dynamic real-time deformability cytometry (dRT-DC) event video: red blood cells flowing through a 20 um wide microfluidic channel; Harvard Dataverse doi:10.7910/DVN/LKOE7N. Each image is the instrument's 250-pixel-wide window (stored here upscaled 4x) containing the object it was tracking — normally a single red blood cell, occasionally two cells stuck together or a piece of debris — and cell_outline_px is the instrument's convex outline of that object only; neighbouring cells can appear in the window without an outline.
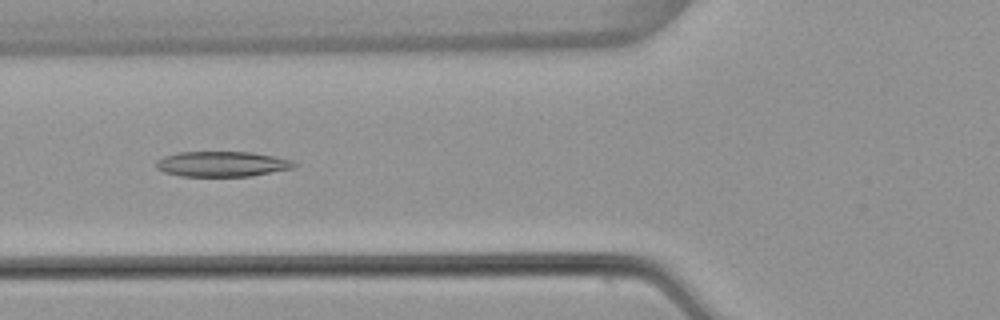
{"species": "common noctule bat (a hibernating species)", "species_latin": "Nyctalus noctula", "temperature_condition": "warm", "stored_images_in_passage": 34, "camera_frame_rate_fps": 3000, "um_per_image_px": 0.085, "animal": {"sex": "female", "body_mass_g": 22.7, "forearm_length_mm": 54.2}, "frame": {"image": 1, "passage_image": 13, "time_ms": 4.0, "image_size_px": [1000, 320], "cell_outline_px": [[296, 164], [292, 168], [252, 176], [180, 176], [164, 172], [156, 168], [156, 160], [164, 156], [180, 152], [252, 152], [276, 156], [292, 160]], "centroid_in_image_um": [18.86, 13.94], "position_along_channel_um": 106.9, "area_um2": 20.35}}
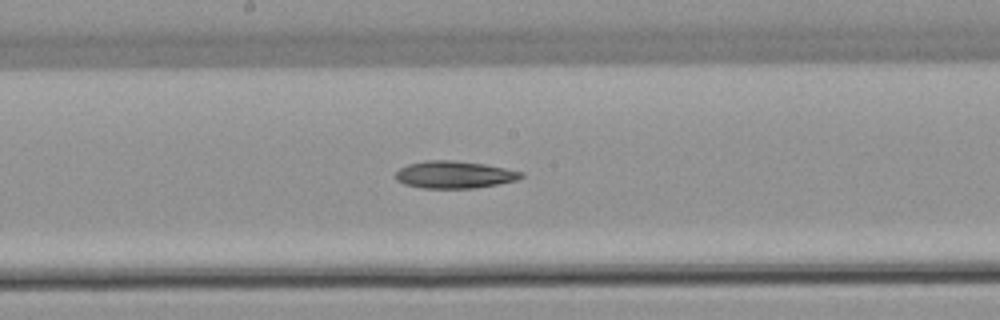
{"frame": {"image": 2, "passage_image": 21, "time_ms": 6.667, "image_size_px": [1000, 320], "cell_outline_px": [[524, 176], [516, 180], [476, 188], [424, 188], [404, 184], [396, 180], [396, 172], [400, 168], [408, 164], [424, 160], [452, 160], [484, 164], [524, 172]], "centroid_in_image_um": [38.6, 14.84], "position_along_channel_um": 209.6, "area_um2": 19.88}}
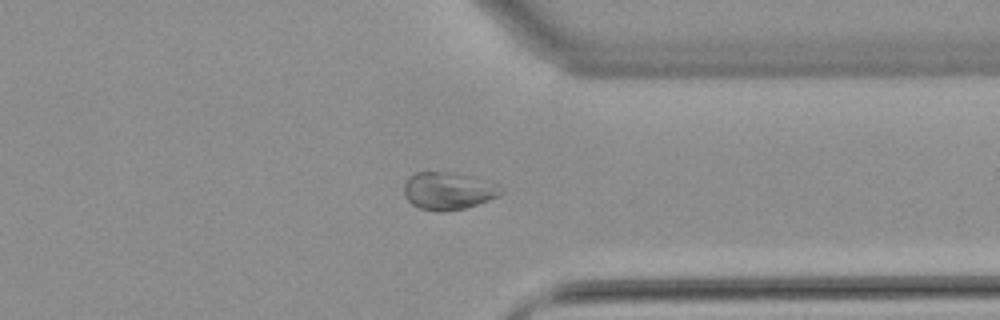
{"frame": {"image": 3, "passage_image": 34, "time_ms": 11.0, "image_size_px": [1000, 320], "cell_outline_px": [[504, 192], [500, 196], [464, 208], [444, 212], [436, 212], [420, 208], [412, 204], [404, 196], [404, 184], [408, 176], [416, 172], [448, 172], [468, 176], [496, 184], [504, 188]], "centroid_in_image_um": [38.07, 16.23], "position_along_channel_um": 373.3, "area_um2": 21.15}}